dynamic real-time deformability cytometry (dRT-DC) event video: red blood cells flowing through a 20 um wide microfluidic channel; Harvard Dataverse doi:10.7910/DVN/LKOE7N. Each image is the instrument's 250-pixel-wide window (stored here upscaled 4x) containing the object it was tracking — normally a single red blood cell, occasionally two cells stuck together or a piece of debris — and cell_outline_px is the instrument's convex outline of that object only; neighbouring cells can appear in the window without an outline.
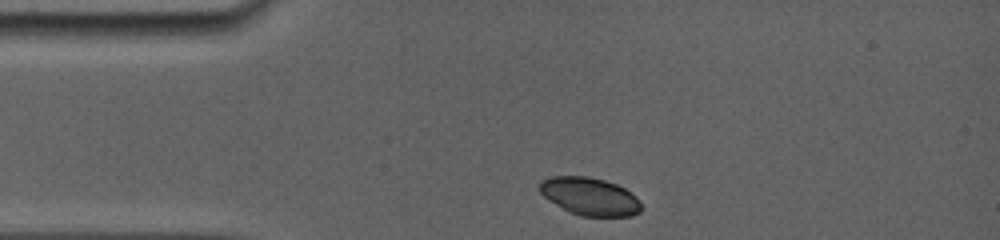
{"species": "common noctule bat (a hibernating species)", "species_latin": "Nyctalus noctula", "temperature_condition": "room temperature", "stored_images_in_passage": 22, "camera_frame_rate_fps": 5000, "um_per_image_px": 0.085, "animal": {"sex": "female", "body_mass_g": 19.0, "forearm_length_mm": 56.7}, "frame": {"image": 1, "passage_image": 1, "time_ms": 0.0, "image_size_px": [1000, 240], "cell_outline_px": [[644, 208], [640, 212], [632, 216], [580, 216], [568, 212], [548, 200], [540, 192], [540, 180], [552, 176], [588, 176], [604, 180], [616, 184], [624, 188], [636, 196]], "centroid_in_image_um": [50.14, 16.7], "position_along_channel_um": 34.9, "area_um2": 22.6}}
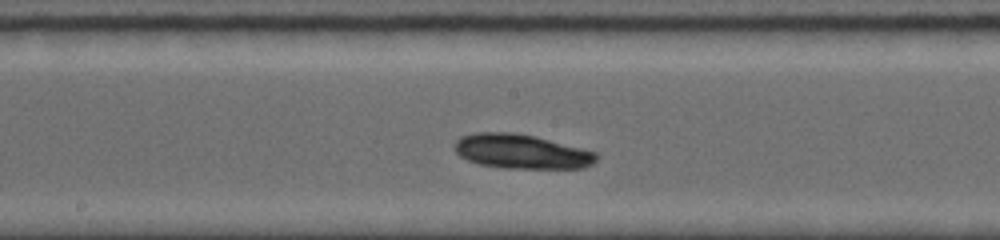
{"frame": {"image": 2, "passage_image": 12, "time_ms": 5.2, "image_size_px": [1000, 240], "cell_outline_px": [[600, 156], [592, 164], [584, 168], [504, 168], [480, 164], [468, 160], [460, 156], [452, 148], [452, 144], [460, 136], [476, 132], [512, 132], [532, 136], [596, 152]], "centroid_in_image_um": [44.27, 12.88], "position_along_channel_um": 203.9, "area_um2": 28.38}}
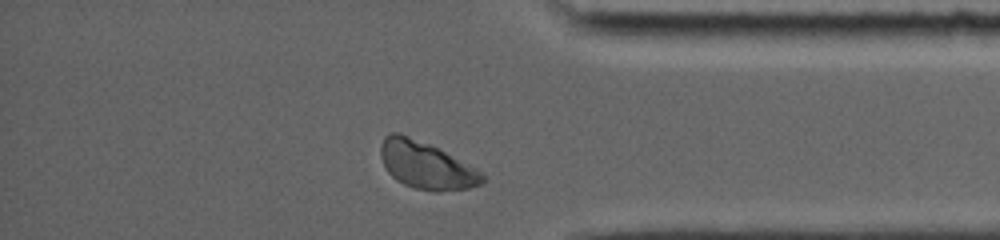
{"frame": {"image": 3, "passage_image": 21, "time_ms": 10.4, "image_size_px": [1000, 240], "cell_outline_px": [[484, 180], [480, 184], [468, 188], [436, 192], [416, 188], [404, 184], [396, 180], [388, 172], [380, 156], [380, 144], [384, 136], [392, 132], [400, 132], [440, 148], [476, 168], [484, 176]], "centroid_in_image_um": [36.2, 14.02], "position_along_channel_um": 399.0, "area_um2": 28.15}, "authors_computed_cell_mechanics": {"area_um2": 27.455, "velocity_mm_per_s": 3.8217, "shape_relaxation_time_tau1_ms": 0.1729, "shape_relaxation_time_tau2_ms": 7.7182, "deformation_change_tau1": null, "deformation_change_tau2": 0.1269}}